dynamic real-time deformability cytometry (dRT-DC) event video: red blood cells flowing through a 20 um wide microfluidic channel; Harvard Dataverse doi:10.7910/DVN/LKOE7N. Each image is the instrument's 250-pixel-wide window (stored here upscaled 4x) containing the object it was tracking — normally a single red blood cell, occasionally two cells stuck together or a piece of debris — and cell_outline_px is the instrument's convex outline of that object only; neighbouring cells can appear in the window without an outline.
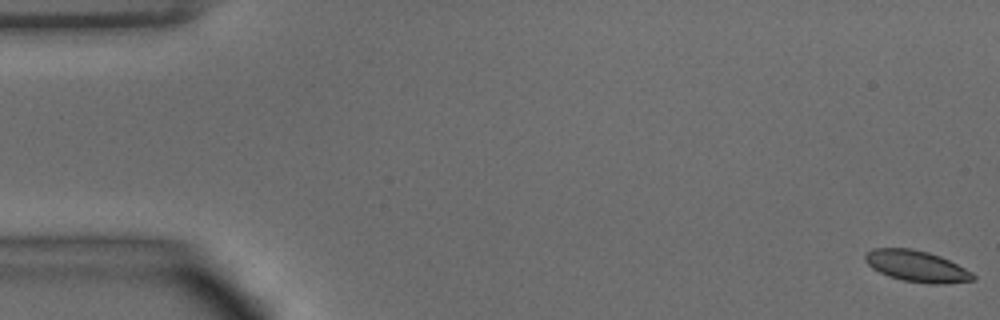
{"species": "common noctule bat (a hibernating species)", "species_latin": "Nyctalus noctula", "temperature_condition": "warm", "stored_images_in_passage": 50, "camera_frame_rate_fps": 3000, "um_per_image_px": 0.085, "animal": {"sex": "male", "body_mass_g": 15.6}, "frame": {"image": 1, "passage_image": 1, "time_ms": 0.0, "image_size_px": [1000, 320], "cell_outline_px": [[976, 280], [944, 284], [928, 284], [904, 280], [888, 276], [872, 268], [864, 260], [864, 252], [872, 248], [912, 248], [928, 252], [940, 256], [972, 272], [976, 276]], "centroid_in_image_um": [77.9, 22.62], "position_along_channel_um": 7.1, "area_um2": 19.77}}
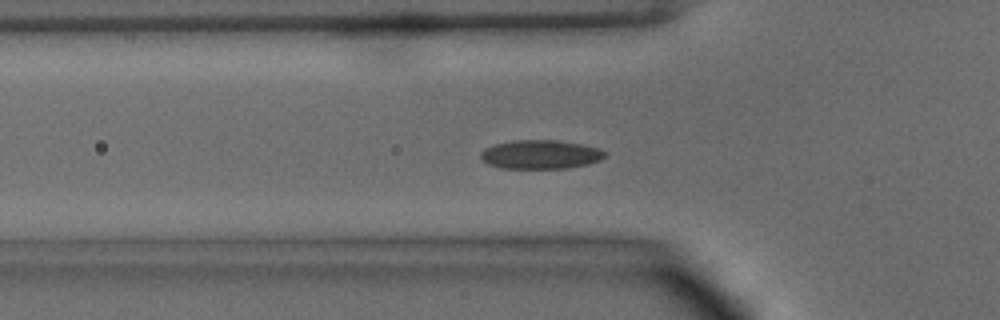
{"frame": {"image": 2, "passage_image": 17, "time_ms": 5.333, "image_size_px": [1000, 320], "cell_outline_px": [[608, 152], [600, 160], [588, 164], [568, 168], [500, 168], [488, 164], [480, 156], [480, 152], [484, 148], [496, 144], [512, 140], [556, 140], [580, 144], [600, 148]], "centroid_in_image_um": [45.95, 13.13], "position_along_channel_um": 79.8, "area_um2": 20.92}}
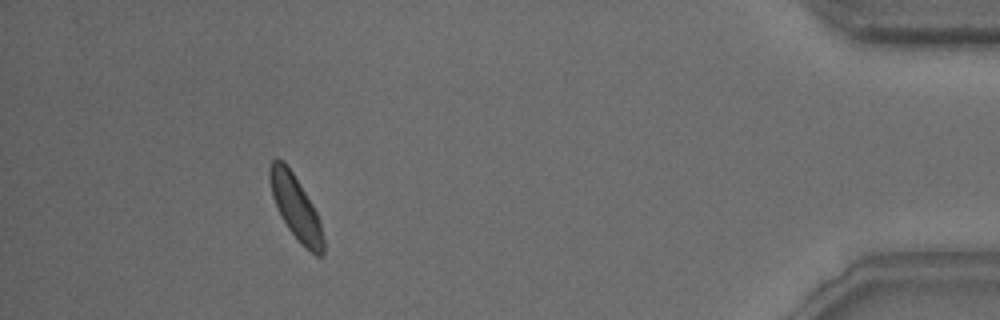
{"frame": {"image": 3, "passage_image": 46, "time_ms": 15.0, "image_size_px": [1000, 320], "cell_outline_px": [[324, 252], [320, 256], [316, 256], [300, 244], [288, 228], [280, 216], [272, 196], [268, 176], [268, 168], [272, 160], [276, 156], [284, 160], [292, 172], [312, 204], [320, 220], [324, 240]], "centroid_in_image_um": [25.11, 17.61], "position_along_channel_um": 410.1, "area_um2": 20.11}, "authors_computed_cell_mechanics": {"area_um2": 19.9699, "velocity_mm_per_s": 4.0213, "shape_relaxation_time_tau1_ms": null, "shape_relaxation_time_tau2_ms": 3.4789, "deformation_change_tau1": null, "deformation_change_tau2": 0.0721}}